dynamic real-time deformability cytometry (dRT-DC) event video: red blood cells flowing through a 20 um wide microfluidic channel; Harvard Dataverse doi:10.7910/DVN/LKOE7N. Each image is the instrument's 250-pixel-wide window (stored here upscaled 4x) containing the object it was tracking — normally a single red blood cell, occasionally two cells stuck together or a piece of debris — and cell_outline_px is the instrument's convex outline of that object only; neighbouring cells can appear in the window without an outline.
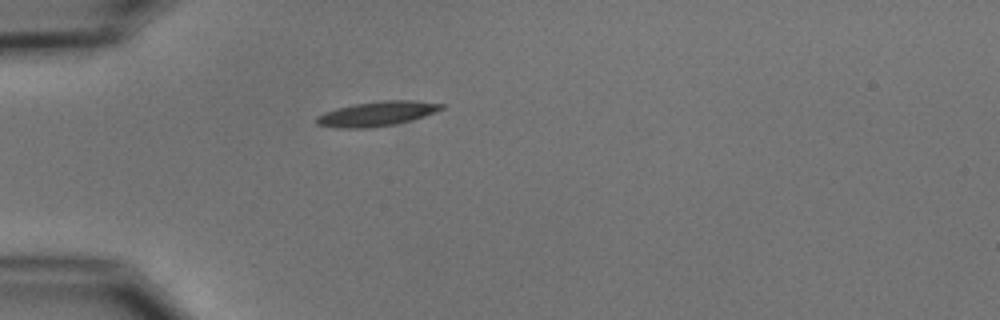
{"species": "common noctule bat (a hibernating species)", "species_latin": "Nyctalus noctula", "temperature_condition": "cold", "stored_images_in_passage": 1, "camera_frame_rate_fps": 3000, "um_per_image_px": 0.085, "animal": {"sex": "male", "body_mass_g": 15.6}, "frame": {"image": 1, "passage_image": 1, "time_ms": 0.0, "image_size_px": [1000, 320], "cell_outline_px": [[444, 108], [424, 116], [412, 120], [396, 124], [364, 128], [336, 128], [316, 124], [316, 116], [324, 112], [336, 108], [356, 104], [384, 100], [416, 100], [444, 104]], "centroid_in_image_um": [32.03, 9.67], "position_along_channel_um": 53.0, "area_um2": 17.92}}